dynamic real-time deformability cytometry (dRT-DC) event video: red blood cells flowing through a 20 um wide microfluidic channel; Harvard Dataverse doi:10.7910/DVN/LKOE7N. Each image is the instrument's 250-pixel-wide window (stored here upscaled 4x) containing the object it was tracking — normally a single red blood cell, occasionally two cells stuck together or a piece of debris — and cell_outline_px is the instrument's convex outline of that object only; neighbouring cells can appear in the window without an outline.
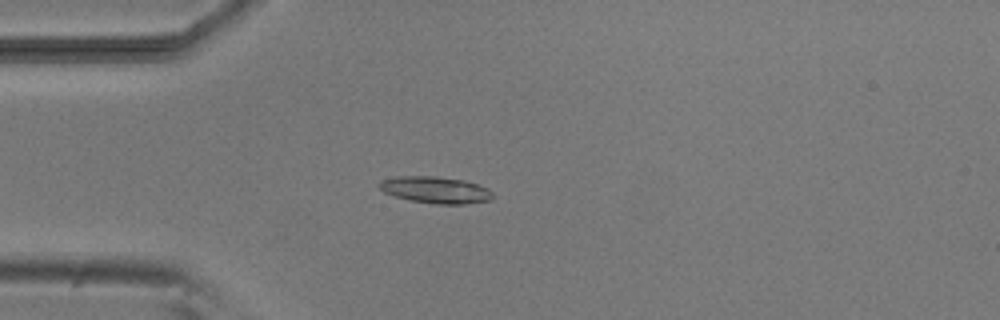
{"species": "common noctule bat (a hibernating species)", "species_latin": "Nyctalus noctula", "temperature_condition": "room temperature", "stored_images_in_passage": 4, "camera_frame_rate_fps": 3000, "um_per_image_px": 0.085, "animal": {"sex": "male", "body_mass_g": 20.5, "forearm_length_mm": 52.5}, "frame": {"image": 1, "passage_image": 4, "time_ms": 3.333, "image_size_px": [1000, 320], "cell_outline_px": [[492, 200], [464, 204], [436, 204], [408, 200], [384, 192], [376, 184], [380, 180], [396, 176], [436, 176], [464, 180], [488, 188], [492, 192]], "centroid_in_image_um": [36.99, 16.14], "position_along_channel_um": 48.0, "area_um2": 17.74}}